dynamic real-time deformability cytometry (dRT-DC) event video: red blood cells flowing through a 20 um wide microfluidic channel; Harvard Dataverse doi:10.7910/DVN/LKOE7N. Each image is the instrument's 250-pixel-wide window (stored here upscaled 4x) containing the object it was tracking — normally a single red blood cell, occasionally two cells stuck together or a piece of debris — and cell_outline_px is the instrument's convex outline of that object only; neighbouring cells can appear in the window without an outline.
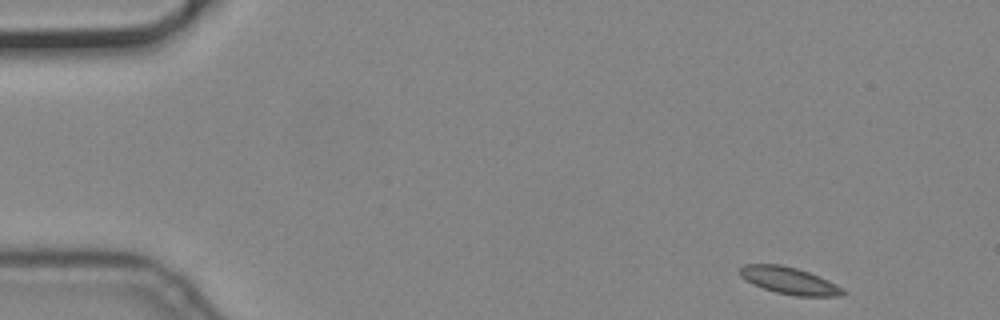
{"species": "common noctule bat (a hibernating species)", "species_latin": "Nyctalus noctula", "temperature_condition": "cold", "stored_images_in_passage": 52, "camera_frame_rate_fps": 3000, "um_per_image_px": 0.085, "animal": {"sex": "male", "body_mass_g": 19.2, "forearm_length_mm": 51.8}, "frame": {"image": 1, "passage_image": 1, "time_ms": 0.0, "image_size_px": [1000, 320], "cell_outline_px": [[848, 292], [840, 296], [796, 296], [776, 292], [752, 284], [744, 280], [740, 276], [740, 268], [744, 264], [780, 264], [796, 268], [808, 272], [828, 280], [844, 288]], "centroid_in_image_um": [67.09, 23.86], "position_along_channel_um": 17.9, "area_um2": 16.24}}
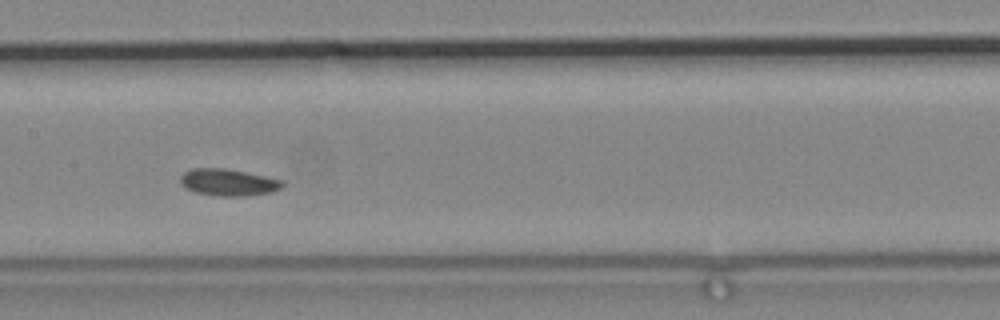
{"frame": {"image": 2, "passage_image": 24, "time_ms": 7.667, "image_size_px": [1000, 320], "cell_outline_px": [[284, 188], [272, 192], [244, 196], [220, 196], [196, 192], [184, 188], [180, 184], [180, 176], [184, 172], [192, 168], [224, 168], [284, 180]], "centroid_in_image_um": [19.4, 15.5], "position_along_channel_um": 188.0, "area_um2": 16.07}}
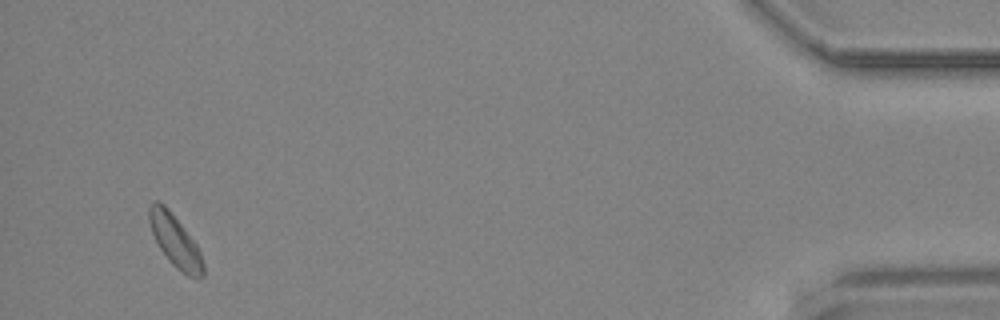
{"frame": {"image": 3, "passage_image": 50, "time_ms": 16.333, "image_size_px": [1000, 320], "cell_outline_px": [[204, 276], [200, 280], [188, 276], [180, 272], [168, 260], [160, 248], [152, 232], [148, 220], [148, 208], [156, 200], [160, 200], [168, 208], [196, 244], [200, 252], [204, 264]], "centroid_in_image_um": [14.9, 20.51], "position_along_channel_um": 420.3, "area_um2": 16.42}}